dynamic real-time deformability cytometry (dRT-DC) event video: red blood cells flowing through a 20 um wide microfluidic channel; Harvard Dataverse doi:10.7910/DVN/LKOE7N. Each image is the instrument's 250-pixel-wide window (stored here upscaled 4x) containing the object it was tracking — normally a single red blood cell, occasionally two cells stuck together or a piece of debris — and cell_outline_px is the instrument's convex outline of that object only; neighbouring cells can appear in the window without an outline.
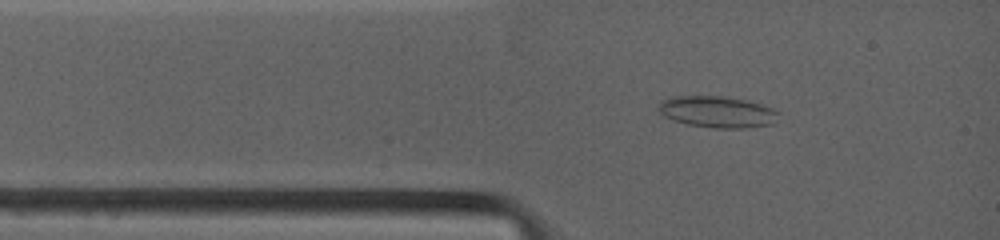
{"species": "common noctule bat (a hibernating species)", "species_latin": "Nyctalus noctula", "temperature_condition": "warm", "stored_images_in_passage": 9, "camera_frame_rate_fps": 4500, "um_per_image_px": 0.085, "animal": {"sex": "female", "body_mass_g": 19.0, "forearm_length_mm": 53.3}, "frame": {"image": 1, "passage_image": 1, "time_ms": 0.0, "image_size_px": [1000, 240], "cell_outline_px": [[780, 112], [772, 124], [744, 128], [712, 128], [688, 124], [672, 120], [664, 116], [656, 108], [664, 100], [672, 96], [720, 96], [744, 100], [760, 104], [772, 108]], "centroid_in_image_um": [60.95, 9.51], "position_along_channel_um": 24.1, "area_um2": 21.85}}
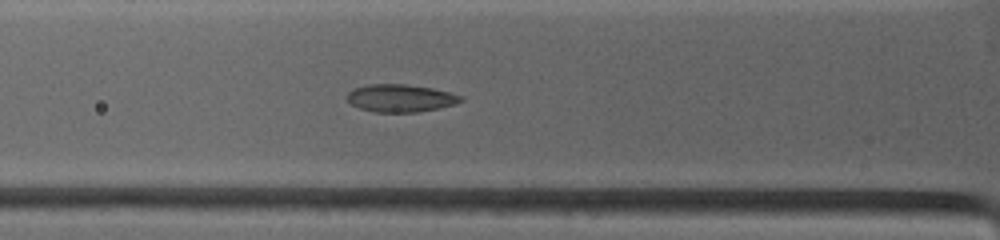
{"frame": {"image": 2, "passage_image": 6, "time_ms": 2.0, "image_size_px": [1000, 240], "cell_outline_px": [[464, 100], [456, 104], [416, 112], [376, 112], [360, 108], [352, 104], [348, 100], [348, 92], [356, 88], [368, 84], [404, 84], [432, 88], [464, 96]], "centroid_in_image_um": [34.07, 8.34], "position_along_channel_um": 91.7, "area_um2": 18.09}}
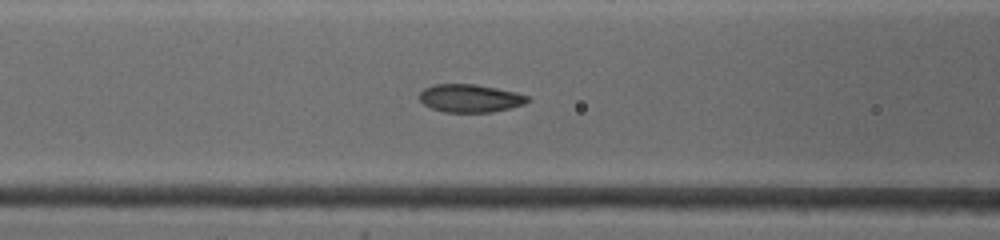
{"frame": {"image": 3, "passage_image": 9, "time_ms": 2.889, "image_size_px": [1000, 240], "cell_outline_px": [[532, 100], [524, 104], [492, 112], [444, 112], [432, 108], [424, 104], [416, 96], [424, 88], [432, 84], [476, 84], [516, 92], [528, 96]], "centroid_in_image_um": [39.93, 8.34], "position_along_channel_um": 126.7, "area_um2": 17.74}}